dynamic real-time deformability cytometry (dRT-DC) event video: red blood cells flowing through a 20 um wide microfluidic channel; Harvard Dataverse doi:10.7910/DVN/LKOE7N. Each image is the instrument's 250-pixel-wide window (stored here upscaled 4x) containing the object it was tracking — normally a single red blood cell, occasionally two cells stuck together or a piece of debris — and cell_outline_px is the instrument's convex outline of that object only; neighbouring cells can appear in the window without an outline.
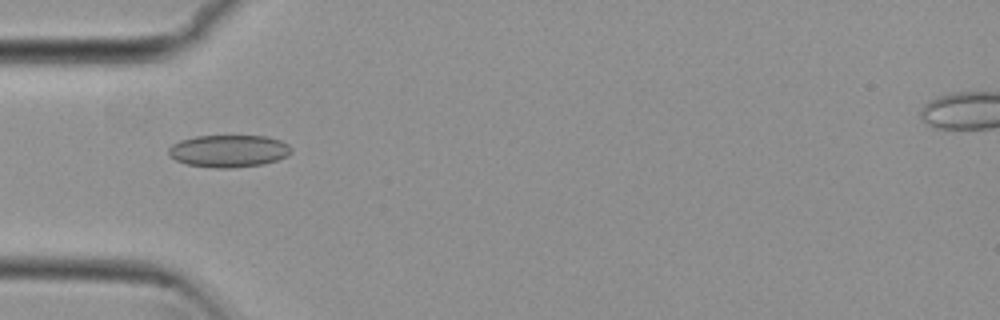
{"species": "common noctule bat (a hibernating species)", "species_latin": "Nyctalus noctula", "temperature_condition": "cold", "stored_images_in_passage": 52, "camera_frame_rate_fps": 3000, "um_per_image_px": 0.085, "animal": {"sex": "female", "body_mass_g": 29.2, "forearm_length_mm": 56.3}, "frame": {"image": 1, "passage_image": 16, "time_ms": 5.0, "image_size_px": [1000, 320], "cell_outline_px": [[292, 152], [288, 156], [264, 164], [232, 168], [212, 168], [188, 164], [176, 160], [168, 156], [168, 148], [172, 144], [180, 140], [196, 136], [268, 136], [280, 140], [288, 144], [292, 148]], "centroid_in_image_um": [19.45, 12.83], "position_along_channel_um": 65.6, "area_um2": 23.29}}
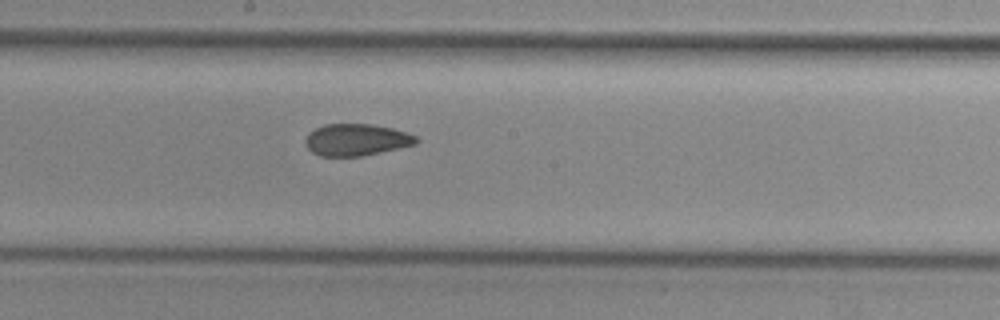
{"frame": {"image": 2, "passage_image": 28, "time_ms": 9.0, "image_size_px": [1000, 320], "cell_outline_px": [[420, 140], [416, 144], [380, 152], [360, 156], [320, 156], [312, 152], [304, 144], [304, 140], [308, 132], [324, 124], [372, 124], [392, 128], [416, 136]], "centroid_in_image_um": [30.25, 11.88], "position_along_channel_um": 217.9, "area_um2": 20.58}}
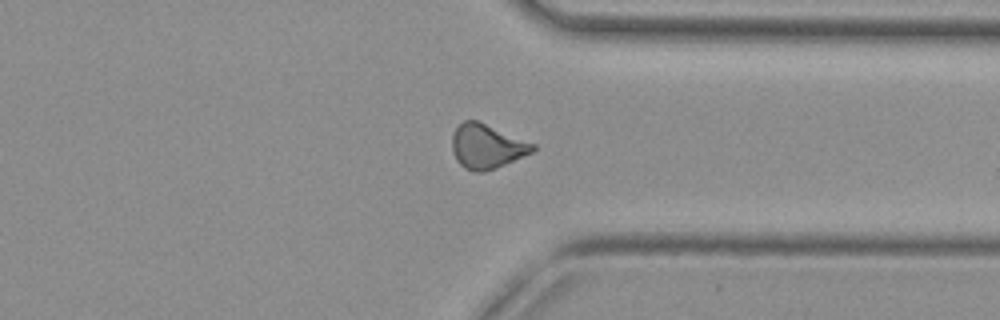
{"frame": {"image": 3, "passage_image": 40, "time_ms": 13.0, "image_size_px": [1000, 320], "cell_outline_px": [[536, 148], [532, 152], [496, 168], [484, 172], [476, 172], [464, 168], [456, 160], [452, 152], [452, 136], [456, 128], [464, 120], [476, 120], [536, 144]], "centroid_in_image_um": [41.36, 12.45], "position_along_channel_um": 370.0, "area_um2": 20.75}, "authors_computed_cell_mechanics": {"area_um2": 21.3282, "velocity_mm_per_s": 3.8156, "shape_relaxation_time_tau1_ms": null, "shape_relaxation_time_tau2_ms": 1.8659, "deformation_change_tau1": null, "deformation_change_tau2": 0.0628}}